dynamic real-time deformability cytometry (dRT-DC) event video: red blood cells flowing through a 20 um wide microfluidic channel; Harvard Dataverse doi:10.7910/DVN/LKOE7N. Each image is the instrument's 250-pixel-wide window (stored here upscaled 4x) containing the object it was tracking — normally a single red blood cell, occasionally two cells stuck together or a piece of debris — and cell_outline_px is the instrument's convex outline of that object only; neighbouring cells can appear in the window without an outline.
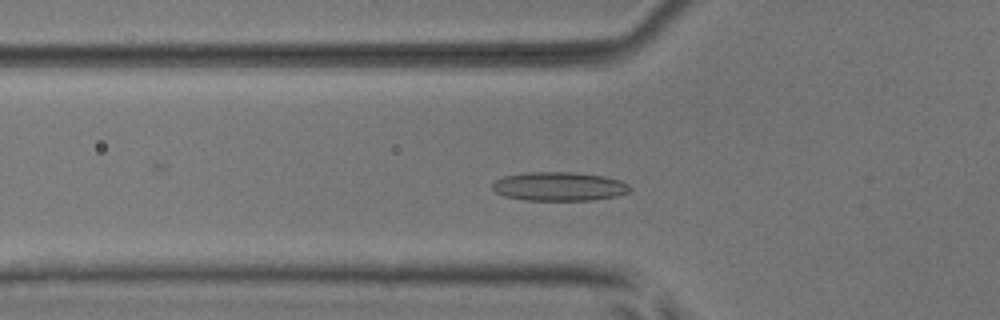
{"species": "common noctule bat (a hibernating species)", "species_latin": "Nyctalus noctula", "temperature_condition": "room temperature", "stored_images_in_passage": 37, "camera_frame_rate_fps": 3000, "um_per_image_px": 0.085, "animal": {"sex": "male", "body_mass_g": 17.9, "forearm_length_mm": 54.2}, "frame": {"image": 1, "passage_image": 4, "time_ms": 1.0, "image_size_px": [1000, 320], "cell_outline_px": [[632, 192], [616, 196], [592, 200], [524, 200], [504, 196], [496, 192], [492, 188], [492, 184], [496, 180], [504, 176], [524, 172], [572, 172], [604, 176], [620, 180], [628, 184], [632, 188]], "centroid_in_image_um": [47.55, 15.84], "position_along_channel_um": 78.3, "area_um2": 23.29}}
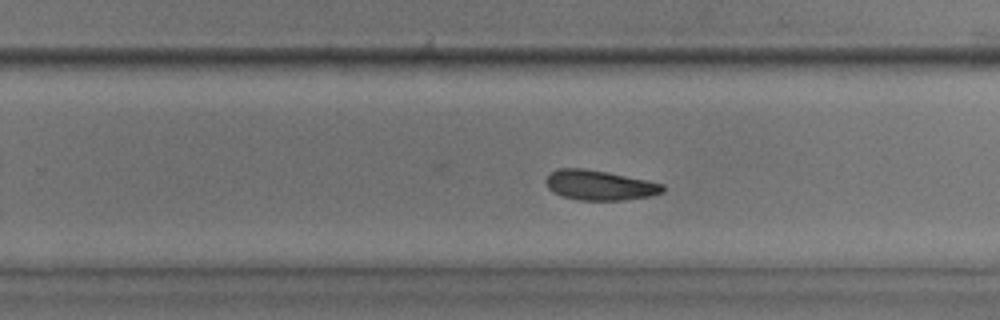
{"frame": {"image": 2, "passage_image": 19, "time_ms": 6.0, "image_size_px": [1000, 320], "cell_outline_px": [[664, 192], [648, 196], [620, 200], [580, 200], [564, 196], [552, 192], [548, 188], [544, 180], [552, 172], [560, 168], [584, 168], [608, 172], [664, 184]], "centroid_in_image_um": [50.94, 15.73], "position_along_channel_um": 278.9, "area_um2": 20.17}}
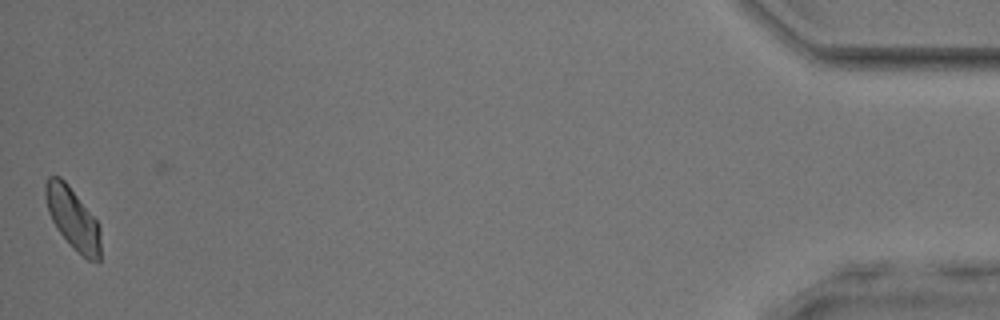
{"frame": {"image": 3, "passage_image": 37, "time_ms": 12.0, "image_size_px": [1000, 320], "cell_outline_px": [[100, 260], [88, 260], [56, 228], [48, 212], [44, 196], [44, 184], [48, 176], [60, 176], [68, 184], [96, 220], [100, 228]], "centroid_in_image_um": [6.15, 18.49], "position_along_channel_um": 429.0, "area_um2": 19.36}, "authors_computed_cell_mechanics": {"area_um2": 20.3456, "velocity_mm_per_s": 4.0245, "shape_relaxation_time_tau1_ms": 7.9487, "shape_relaxation_time_tau2_ms": null, "deformation_change_tau1": 0.1031, "deformation_change_tau2": null}}